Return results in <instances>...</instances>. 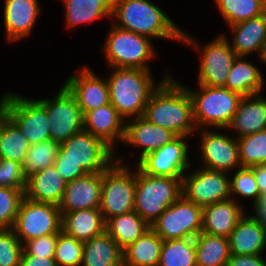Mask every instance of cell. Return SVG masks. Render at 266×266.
Returning <instances> with one entry per match:
<instances>
[{"label": "cell", "instance_id": "6da1fadb", "mask_svg": "<svg viewBox=\"0 0 266 266\" xmlns=\"http://www.w3.org/2000/svg\"><path fill=\"white\" fill-rule=\"evenodd\" d=\"M115 26L152 39L178 40L192 45L198 52V43L179 29L169 16L149 0H112V18Z\"/></svg>", "mask_w": 266, "mask_h": 266}, {"label": "cell", "instance_id": "7a4b0ae2", "mask_svg": "<svg viewBox=\"0 0 266 266\" xmlns=\"http://www.w3.org/2000/svg\"><path fill=\"white\" fill-rule=\"evenodd\" d=\"M142 116L177 136L189 137L197 130L190 93L171 76L151 94Z\"/></svg>", "mask_w": 266, "mask_h": 266}, {"label": "cell", "instance_id": "3957f363", "mask_svg": "<svg viewBox=\"0 0 266 266\" xmlns=\"http://www.w3.org/2000/svg\"><path fill=\"white\" fill-rule=\"evenodd\" d=\"M108 76L110 103L126 120L128 117L143 115L151 94L170 77V74L167 73L159 84L157 82V85L150 70L112 68V74Z\"/></svg>", "mask_w": 266, "mask_h": 266}, {"label": "cell", "instance_id": "277c9868", "mask_svg": "<svg viewBox=\"0 0 266 266\" xmlns=\"http://www.w3.org/2000/svg\"><path fill=\"white\" fill-rule=\"evenodd\" d=\"M136 169L134 211L151 226L182 195L183 177L151 176Z\"/></svg>", "mask_w": 266, "mask_h": 266}, {"label": "cell", "instance_id": "5b68a950", "mask_svg": "<svg viewBox=\"0 0 266 266\" xmlns=\"http://www.w3.org/2000/svg\"><path fill=\"white\" fill-rule=\"evenodd\" d=\"M199 90L190 93L193 102V118L196 128L210 127L227 129L237 110L242 96L225 87H212L198 84Z\"/></svg>", "mask_w": 266, "mask_h": 266}, {"label": "cell", "instance_id": "8992f818", "mask_svg": "<svg viewBox=\"0 0 266 266\" xmlns=\"http://www.w3.org/2000/svg\"><path fill=\"white\" fill-rule=\"evenodd\" d=\"M116 160L102 172L100 211L105 222L134 211L136 170L124 165L122 158Z\"/></svg>", "mask_w": 266, "mask_h": 266}, {"label": "cell", "instance_id": "52a82bcc", "mask_svg": "<svg viewBox=\"0 0 266 266\" xmlns=\"http://www.w3.org/2000/svg\"><path fill=\"white\" fill-rule=\"evenodd\" d=\"M103 53L111 68H138L149 70L147 62L156 57L152 40L112 24L105 38Z\"/></svg>", "mask_w": 266, "mask_h": 266}, {"label": "cell", "instance_id": "ba28073f", "mask_svg": "<svg viewBox=\"0 0 266 266\" xmlns=\"http://www.w3.org/2000/svg\"><path fill=\"white\" fill-rule=\"evenodd\" d=\"M1 110L18 126L30 145L50 139L45 104L8 92L0 98Z\"/></svg>", "mask_w": 266, "mask_h": 266}, {"label": "cell", "instance_id": "9c48e42d", "mask_svg": "<svg viewBox=\"0 0 266 266\" xmlns=\"http://www.w3.org/2000/svg\"><path fill=\"white\" fill-rule=\"evenodd\" d=\"M62 215L58 205L35 202L27 197L21 202L12 227L22 244L31 239L61 231Z\"/></svg>", "mask_w": 266, "mask_h": 266}, {"label": "cell", "instance_id": "30bf717a", "mask_svg": "<svg viewBox=\"0 0 266 266\" xmlns=\"http://www.w3.org/2000/svg\"><path fill=\"white\" fill-rule=\"evenodd\" d=\"M203 208L183 194L151 225L163 239L195 238L202 232Z\"/></svg>", "mask_w": 266, "mask_h": 266}, {"label": "cell", "instance_id": "8fae6325", "mask_svg": "<svg viewBox=\"0 0 266 266\" xmlns=\"http://www.w3.org/2000/svg\"><path fill=\"white\" fill-rule=\"evenodd\" d=\"M113 153L103 140L83 130L60 144L56 159H72L88 173H102L116 160Z\"/></svg>", "mask_w": 266, "mask_h": 266}, {"label": "cell", "instance_id": "7c38bea8", "mask_svg": "<svg viewBox=\"0 0 266 266\" xmlns=\"http://www.w3.org/2000/svg\"><path fill=\"white\" fill-rule=\"evenodd\" d=\"M46 106L50 139L61 144L84 130V115L76 97L63 85L54 99H41Z\"/></svg>", "mask_w": 266, "mask_h": 266}, {"label": "cell", "instance_id": "4fadbf2b", "mask_svg": "<svg viewBox=\"0 0 266 266\" xmlns=\"http://www.w3.org/2000/svg\"><path fill=\"white\" fill-rule=\"evenodd\" d=\"M182 194L202 208L228 200L231 198L230 177L227 172L200 167L189 176L187 173L183 176Z\"/></svg>", "mask_w": 266, "mask_h": 266}, {"label": "cell", "instance_id": "5bb4252c", "mask_svg": "<svg viewBox=\"0 0 266 266\" xmlns=\"http://www.w3.org/2000/svg\"><path fill=\"white\" fill-rule=\"evenodd\" d=\"M186 138L177 136L158 150L148 153L138 161L137 167L151 176L183 177L191 167Z\"/></svg>", "mask_w": 266, "mask_h": 266}, {"label": "cell", "instance_id": "9a60e30c", "mask_svg": "<svg viewBox=\"0 0 266 266\" xmlns=\"http://www.w3.org/2000/svg\"><path fill=\"white\" fill-rule=\"evenodd\" d=\"M201 51L198 84L225 87L228 72L238 57L225 34H219Z\"/></svg>", "mask_w": 266, "mask_h": 266}, {"label": "cell", "instance_id": "2e32d148", "mask_svg": "<svg viewBox=\"0 0 266 266\" xmlns=\"http://www.w3.org/2000/svg\"><path fill=\"white\" fill-rule=\"evenodd\" d=\"M202 130V131H201ZM200 154L204 168L229 173L232 169L240 168L238 140L227 134L200 129Z\"/></svg>", "mask_w": 266, "mask_h": 266}, {"label": "cell", "instance_id": "e0dca14e", "mask_svg": "<svg viewBox=\"0 0 266 266\" xmlns=\"http://www.w3.org/2000/svg\"><path fill=\"white\" fill-rule=\"evenodd\" d=\"M64 85L76 97L83 115L88 111L110 104L109 85L88 67L78 74L70 75Z\"/></svg>", "mask_w": 266, "mask_h": 266}, {"label": "cell", "instance_id": "ac0fdd59", "mask_svg": "<svg viewBox=\"0 0 266 266\" xmlns=\"http://www.w3.org/2000/svg\"><path fill=\"white\" fill-rule=\"evenodd\" d=\"M102 173H87L66 183L59 209L61 213L100 207Z\"/></svg>", "mask_w": 266, "mask_h": 266}, {"label": "cell", "instance_id": "d6986e66", "mask_svg": "<svg viewBox=\"0 0 266 266\" xmlns=\"http://www.w3.org/2000/svg\"><path fill=\"white\" fill-rule=\"evenodd\" d=\"M131 119L125 124L123 143L142 148L139 161L177 137L172 131L151 123L143 116Z\"/></svg>", "mask_w": 266, "mask_h": 266}, {"label": "cell", "instance_id": "ffe728a7", "mask_svg": "<svg viewBox=\"0 0 266 266\" xmlns=\"http://www.w3.org/2000/svg\"><path fill=\"white\" fill-rule=\"evenodd\" d=\"M125 124V119L111 103L84 115V131L100 138L112 149H115V142H123Z\"/></svg>", "mask_w": 266, "mask_h": 266}, {"label": "cell", "instance_id": "44dd1931", "mask_svg": "<svg viewBox=\"0 0 266 266\" xmlns=\"http://www.w3.org/2000/svg\"><path fill=\"white\" fill-rule=\"evenodd\" d=\"M37 0H5L4 26L9 42H15L30 35L40 15Z\"/></svg>", "mask_w": 266, "mask_h": 266}, {"label": "cell", "instance_id": "7402d4cb", "mask_svg": "<svg viewBox=\"0 0 266 266\" xmlns=\"http://www.w3.org/2000/svg\"><path fill=\"white\" fill-rule=\"evenodd\" d=\"M243 208L235 198L203 207L202 232L229 238L238 221L245 214Z\"/></svg>", "mask_w": 266, "mask_h": 266}, {"label": "cell", "instance_id": "603a6c76", "mask_svg": "<svg viewBox=\"0 0 266 266\" xmlns=\"http://www.w3.org/2000/svg\"><path fill=\"white\" fill-rule=\"evenodd\" d=\"M234 32L231 48L238 56H248L253 52L261 58L266 47V12L260 16L229 26Z\"/></svg>", "mask_w": 266, "mask_h": 266}, {"label": "cell", "instance_id": "cb8c5ba5", "mask_svg": "<svg viewBox=\"0 0 266 266\" xmlns=\"http://www.w3.org/2000/svg\"><path fill=\"white\" fill-rule=\"evenodd\" d=\"M233 255H262L266 248V228L252 215L245 214L229 236Z\"/></svg>", "mask_w": 266, "mask_h": 266}, {"label": "cell", "instance_id": "d4e9b609", "mask_svg": "<svg viewBox=\"0 0 266 266\" xmlns=\"http://www.w3.org/2000/svg\"><path fill=\"white\" fill-rule=\"evenodd\" d=\"M229 128L235 129L236 138L266 130V98L260 94L242 97Z\"/></svg>", "mask_w": 266, "mask_h": 266}, {"label": "cell", "instance_id": "484cf974", "mask_svg": "<svg viewBox=\"0 0 266 266\" xmlns=\"http://www.w3.org/2000/svg\"><path fill=\"white\" fill-rule=\"evenodd\" d=\"M66 181L54 165L36 172L26 179L25 197L35 202L59 205L66 188Z\"/></svg>", "mask_w": 266, "mask_h": 266}, {"label": "cell", "instance_id": "4316f807", "mask_svg": "<svg viewBox=\"0 0 266 266\" xmlns=\"http://www.w3.org/2000/svg\"><path fill=\"white\" fill-rule=\"evenodd\" d=\"M61 230L85 242L106 231V222L99 208L61 213Z\"/></svg>", "mask_w": 266, "mask_h": 266}, {"label": "cell", "instance_id": "83f0119b", "mask_svg": "<svg viewBox=\"0 0 266 266\" xmlns=\"http://www.w3.org/2000/svg\"><path fill=\"white\" fill-rule=\"evenodd\" d=\"M262 72L257 66L238 56L228 72L225 88L242 97L260 94L264 84Z\"/></svg>", "mask_w": 266, "mask_h": 266}, {"label": "cell", "instance_id": "f1b7e54d", "mask_svg": "<svg viewBox=\"0 0 266 266\" xmlns=\"http://www.w3.org/2000/svg\"><path fill=\"white\" fill-rule=\"evenodd\" d=\"M163 239L152 229L123 250V266H158Z\"/></svg>", "mask_w": 266, "mask_h": 266}, {"label": "cell", "instance_id": "f546056e", "mask_svg": "<svg viewBox=\"0 0 266 266\" xmlns=\"http://www.w3.org/2000/svg\"><path fill=\"white\" fill-rule=\"evenodd\" d=\"M82 266H123V250L105 231L84 242Z\"/></svg>", "mask_w": 266, "mask_h": 266}, {"label": "cell", "instance_id": "4dcf8cb0", "mask_svg": "<svg viewBox=\"0 0 266 266\" xmlns=\"http://www.w3.org/2000/svg\"><path fill=\"white\" fill-rule=\"evenodd\" d=\"M151 226L135 211L115 216L106 222V232L124 250Z\"/></svg>", "mask_w": 266, "mask_h": 266}, {"label": "cell", "instance_id": "1f68e13d", "mask_svg": "<svg viewBox=\"0 0 266 266\" xmlns=\"http://www.w3.org/2000/svg\"><path fill=\"white\" fill-rule=\"evenodd\" d=\"M196 266H227L231 256L229 238L199 233L194 238Z\"/></svg>", "mask_w": 266, "mask_h": 266}, {"label": "cell", "instance_id": "d6a6232c", "mask_svg": "<svg viewBox=\"0 0 266 266\" xmlns=\"http://www.w3.org/2000/svg\"><path fill=\"white\" fill-rule=\"evenodd\" d=\"M29 147L18 126L0 110V158L23 165Z\"/></svg>", "mask_w": 266, "mask_h": 266}, {"label": "cell", "instance_id": "836d02e7", "mask_svg": "<svg viewBox=\"0 0 266 266\" xmlns=\"http://www.w3.org/2000/svg\"><path fill=\"white\" fill-rule=\"evenodd\" d=\"M66 25L71 28L91 23L104 16L112 17V0H63Z\"/></svg>", "mask_w": 266, "mask_h": 266}, {"label": "cell", "instance_id": "e575fe53", "mask_svg": "<svg viewBox=\"0 0 266 266\" xmlns=\"http://www.w3.org/2000/svg\"><path fill=\"white\" fill-rule=\"evenodd\" d=\"M228 26L266 12V0H214Z\"/></svg>", "mask_w": 266, "mask_h": 266}, {"label": "cell", "instance_id": "d590c367", "mask_svg": "<svg viewBox=\"0 0 266 266\" xmlns=\"http://www.w3.org/2000/svg\"><path fill=\"white\" fill-rule=\"evenodd\" d=\"M158 266H196L194 239L163 240Z\"/></svg>", "mask_w": 266, "mask_h": 266}, {"label": "cell", "instance_id": "8d00e7d4", "mask_svg": "<svg viewBox=\"0 0 266 266\" xmlns=\"http://www.w3.org/2000/svg\"><path fill=\"white\" fill-rule=\"evenodd\" d=\"M60 144L52 139L30 145L22 165L26 178L54 165Z\"/></svg>", "mask_w": 266, "mask_h": 266}, {"label": "cell", "instance_id": "74e56055", "mask_svg": "<svg viewBox=\"0 0 266 266\" xmlns=\"http://www.w3.org/2000/svg\"><path fill=\"white\" fill-rule=\"evenodd\" d=\"M237 140L241 167L266 164V130Z\"/></svg>", "mask_w": 266, "mask_h": 266}, {"label": "cell", "instance_id": "f35d334b", "mask_svg": "<svg viewBox=\"0 0 266 266\" xmlns=\"http://www.w3.org/2000/svg\"><path fill=\"white\" fill-rule=\"evenodd\" d=\"M84 242L65 234L58 233L54 260L58 266H81L83 261Z\"/></svg>", "mask_w": 266, "mask_h": 266}, {"label": "cell", "instance_id": "ab89813d", "mask_svg": "<svg viewBox=\"0 0 266 266\" xmlns=\"http://www.w3.org/2000/svg\"><path fill=\"white\" fill-rule=\"evenodd\" d=\"M24 197L21 190L0 187V229H12Z\"/></svg>", "mask_w": 266, "mask_h": 266}, {"label": "cell", "instance_id": "60d3db41", "mask_svg": "<svg viewBox=\"0 0 266 266\" xmlns=\"http://www.w3.org/2000/svg\"><path fill=\"white\" fill-rule=\"evenodd\" d=\"M234 194L241 197L252 198L255 206L260 198V191L255 179L252 167H240L234 177L230 178V196L234 199Z\"/></svg>", "mask_w": 266, "mask_h": 266}, {"label": "cell", "instance_id": "b9f144b4", "mask_svg": "<svg viewBox=\"0 0 266 266\" xmlns=\"http://www.w3.org/2000/svg\"><path fill=\"white\" fill-rule=\"evenodd\" d=\"M23 244L12 229H0V266H19Z\"/></svg>", "mask_w": 266, "mask_h": 266}, {"label": "cell", "instance_id": "7bdbcfd3", "mask_svg": "<svg viewBox=\"0 0 266 266\" xmlns=\"http://www.w3.org/2000/svg\"><path fill=\"white\" fill-rule=\"evenodd\" d=\"M26 179L20 163L0 158V187L16 188L25 193Z\"/></svg>", "mask_w": 266, "mask_h": 266}, {"label": "cell", "instance_id": "ee69618b", "mask_svg": "<svg viewBox=\"0 0 266 266\" xmlns=\"http://www.w3.org/2000/svg\"><path fill=\"white\" fill-rule=\"evenodd\" d=\"M57 236L58 234H50L26 241L23 244V251L26 254L43 258L54 257Z\"/></svg>", "mask_w": 266, "mask_h": 266}, {"label": "cell", "instance_id": "f6af8a7d", "mask_svg": "<svg viewBox=\"0 0 266 266\" xmlns=\"http://www.w3.org/2000/svg\"><path fill=\"white\" fill-rule=\"evenodd\" d=\"M56 170L61 177L66 181L70 182L79 177L86 175L88 172L72 159H56L54 162Z\"/></svg>", "mask_w": 266, "mask_h": 266}, {"label": "cell", "instance_id": "bcb514c9", "mask_svg": "<svg viewBox=\"0 0 266 266\" xmlns=\"http://www.w3.org/2000/svg\"><path fill=\"white\" fill-rule=\"evenodd\" d=\"M227 266H266V260L261 255L231 254Z\"/></svg>", "mask_w": 266, "mask_h": 266}, {"label": "cell", "instance_id": "7dc6e473", "mask_svg": "<svg viewBox=\"0 0 266 266\" xmlns=\"http://www.w3.org/2000/svg\"><path fill=\"white\" fill-rule=\"evenodd\" d=\"M19 266H58L53 257L29 255L22 251Z\"/></svg>", "mask_w": 266, "mask_h": 266}, {"label": "cell", "instance_id": "c3c4849f", "mask_svg": "<svg viewBox=\"0 0 266 266\" xmlns=\"http://www.w3.org/2000/svg\"><path fill=\"white\" fill-rule=\"evenodd\" d=\"M253 207L254 215L252 216L266 228V192L260 195L257 204Z\"/></svg>", "mask_w": 266, "mask_h": 266}, {"label": "cell", "instance_id": "681fc988", "mask_svg": "<svg viewBox=\"0 0 266 266\" xmlns=\"http://www.w3.org/2000/svg\"><path fill=\"white\" fill-rule=\"evenodd\" d=\"M253 173L261 195L266 192V164L253 166Z\"/></svg>", "mask_w": 266, "mask_h": 266}, {"label": "cell", "instance_id": "f907efd6", "mask_svg": "<svg viewBox=\"0 0 266 266\" xmlns=\"http://www.w3.org/2000/svg\"><path fill=\"white\" fill-rule=\"evenodd\" d=\"M260 60H261L262 62L266 63V47H265V49H264V51H263V54H262Z\"/></svg>", "mask_w": 266, "mask_h": 266}]
</instances>
